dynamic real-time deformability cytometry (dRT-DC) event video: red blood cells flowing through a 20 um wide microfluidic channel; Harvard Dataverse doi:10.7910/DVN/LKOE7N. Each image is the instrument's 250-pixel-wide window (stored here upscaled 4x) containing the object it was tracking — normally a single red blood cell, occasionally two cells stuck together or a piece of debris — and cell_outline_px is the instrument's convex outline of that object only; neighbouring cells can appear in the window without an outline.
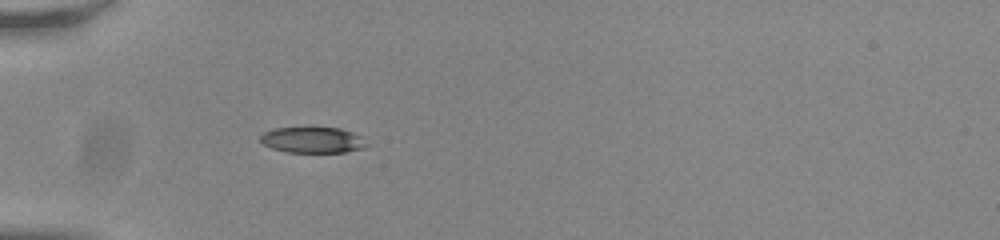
{"species": "common noctule bat (a hibernating species)", "species_latin": "Nyctalus noctula", "temperature_condition": "room temperature", "stored_images_in_passage": 38, "camera_frame_rate_fps": 3000, "um_per_image_px": 0.085, "animal": {"sex": "male", "body_mass_g": 20.0, "forearm_length_mm": 53.3}, "frame": {"image": 1, "passage_image": 1, "time_ms": 0.0, "image_size_px": [1000, 240], "cell_outline_px": [[368, 144], [364, 148], [344, 152], [288, 152], [272, 148], [264, 144], [260, 140], [260, 136], [264, 132], [276, 128], [340, 128], [364, 136]], "centroid_in_image_um": [26.63, 11.9], "position_along_channel_um": 58.4, "area_um2": 16.01}}
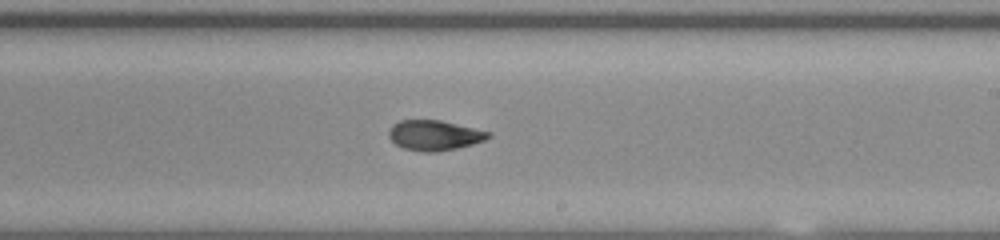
{"frame": {"image": 2, "passage_image": 17, "time_ms": 5.333, "image_size_px": [1000, 240], "cell_outline_px": [[492, 136], [484, 140], [472, 144], [456, 148], [436, 152], [424, 152], [404, 148], [396, 144], [388, 136], [388, 132], [392, 124], [400, 120], [440, 120], [492, 132]], "centroid_in_image_um": [36.93, 11.49], "position_along_channel_um": 252.1, "area_um2": 17.46}}
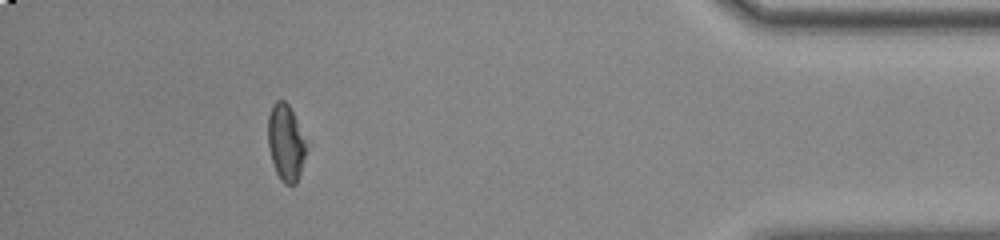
{"frame": {"image": 3, "passage_image": 33, "time_ms": 10.667, "image_size_px": [1000, 240], "cell_outline_px": [[304, 156], [300, 172], [296, 184], [284, 184], [280, 180], [276, 172], [268, 148], [268, 116], [272, 104], [276, 100], [284, 100], [288, 104], [296, 120], [304, 140]], "centroid_in_image_um": [24.24, 12.12], "position_along_channel_um": 411.0, "area_um2": 16.59}, "authors_computed_cell_mechanics": {"area_um2": 17.8024, "velocity_mm_per_s": 3.8253, "shape_relaxation_time_tau1_ms": 5.3863, "shape_relaxation_time_tau2_ms": 2.3251, "deformation_change_tau1": 0.1908, "deformation_change_tau2": 0.076}}